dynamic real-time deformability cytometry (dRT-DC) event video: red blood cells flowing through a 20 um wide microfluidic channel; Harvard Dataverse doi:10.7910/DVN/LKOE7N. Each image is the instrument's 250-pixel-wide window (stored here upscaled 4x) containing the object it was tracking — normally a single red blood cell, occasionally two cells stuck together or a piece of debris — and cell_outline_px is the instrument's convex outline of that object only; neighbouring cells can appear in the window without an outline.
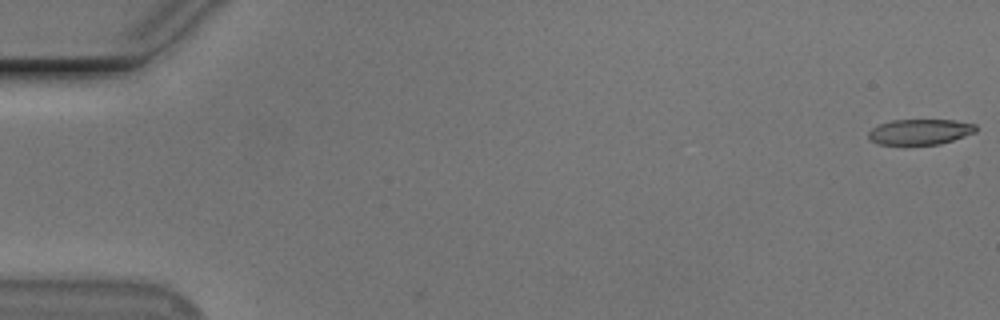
{"species": "Egyptian fruit bat (a non-hibernating species)", "species_latin": "Rousettus aegyptiacus", "temperature_condition": "cold", "stored_images_in_passage": 55, "camera_frame_rate_fps": 3000, "um_per_image_px": 0.085, "animal": {"sex": "male"}, "frame": {"image": 1, "passage_image": 1, "time_ms": 0.0, "image_size_px": [1000, 320], "cell_outline_px": [[976, 132], [940, 144], [904, 148], [876, 144], [868, 140], [868, 132], [872, 128], [880, 124], [892, 120], [956, 120], [976, 124]], "centroid_in_image_um": [78.12, 11.26], "position_along_channel_um": 6.9, "area_um2": 16.88}}
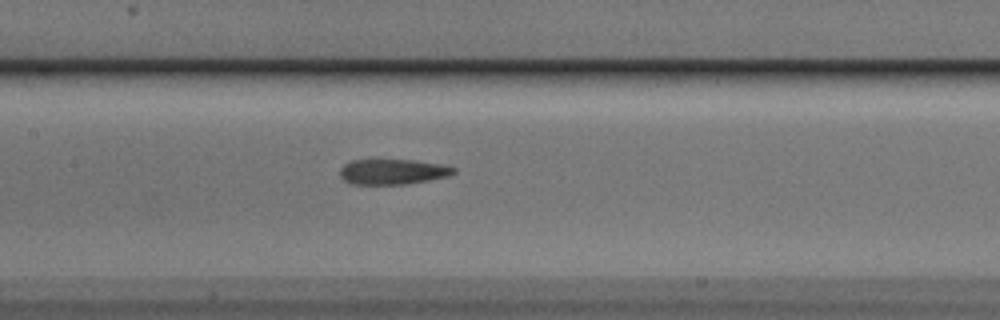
{"frame": {"image": 2, "passage_image": 27, "time_ms": 8.667, "image_size_px": [1000, 320], "cell_outline_px": [[456, 172], [448, 176], [428, 180], [404, 184], [352, 184], [344, 180], [340, 176], [340, 168], [344, 164], [352, 160], [412, 160], [440, 164], [456, 168]], "centroid_in_image_um": [33.36, 14.59], "position_along_channel_um": 174.0, "area_um2": 16.65}}
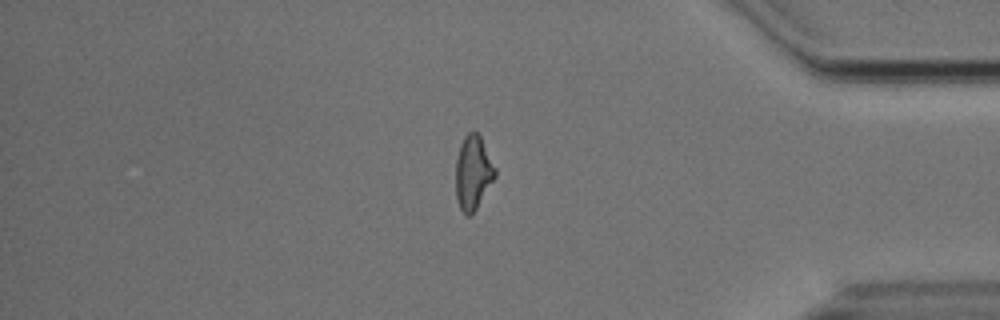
{"frame": {"image": 3, "passage_image": 47, "time_ms": 15.333, "image_size_px": [1000, 320], "cell_outline_px": [[496, 176], [472, 216], [468, 216], [460, 208], [456, 196], [456, 160], [460, 144], [464, 136], [468, 132], [476, 132], [480, 136], [496, 168]], "centroid_in_image_um": [40.21, 14.68], "position_along_channel_um": 395.0, "area_um2": 16.94}, "authors_computed_cell_mechanics": {"area_um2": 17.34, "velocity_mm_per_s": 3.731, "shape_relaxation_time_tau1_ms": 7.879, "shape_relaxation_time_tau2_ms": 3.6653, "deformation_change_tau1": 0.2017, "deformation_change_tau2": 0.1367}}